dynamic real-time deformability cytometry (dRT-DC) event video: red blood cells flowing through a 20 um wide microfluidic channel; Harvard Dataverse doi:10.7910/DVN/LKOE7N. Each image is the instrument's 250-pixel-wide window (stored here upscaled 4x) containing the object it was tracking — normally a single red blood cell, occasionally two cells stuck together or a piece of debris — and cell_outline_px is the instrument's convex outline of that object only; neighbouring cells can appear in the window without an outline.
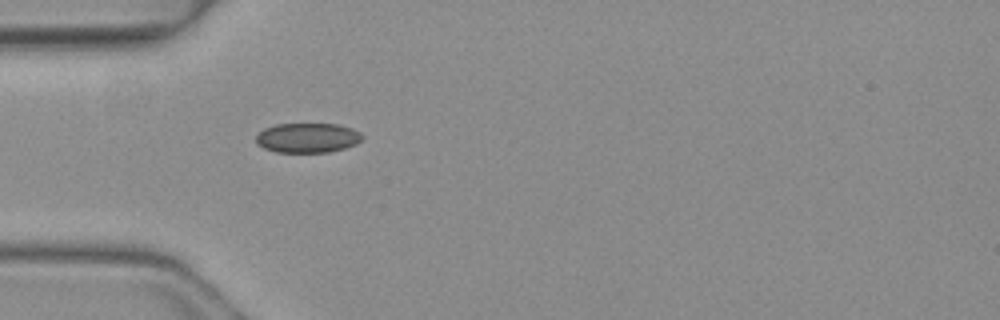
{"species": "common noctule bat (a hibernating species)", "species_latin": "Nyctalus noctula", "temperature_condition": "warm", "stored_images_in_passage": 49, "camera_frame_rate_fps": 3000, "um_per_image_px": 0.085, "animal": {"sex": "female", "body_mass_g": 19.3, "forearm_length_mm": 54.1}, "frame": {"image": 1, "passage_image": 15, "time_ms": 4.667, "image_size_px": [1000, 320], "cell_outline_px": [[364, 136], [356, 144], [344, 148], [328, 152], [276, 152], [264, 148], [256, 144], [256, 136], [264, 128], [276, 124], [336, 124], [352, 128], [360, 132]], "centroid_in_image_um": [26.13, 11.71], "position_along_channel_um": 58.9, "area_um2": 18.38}}
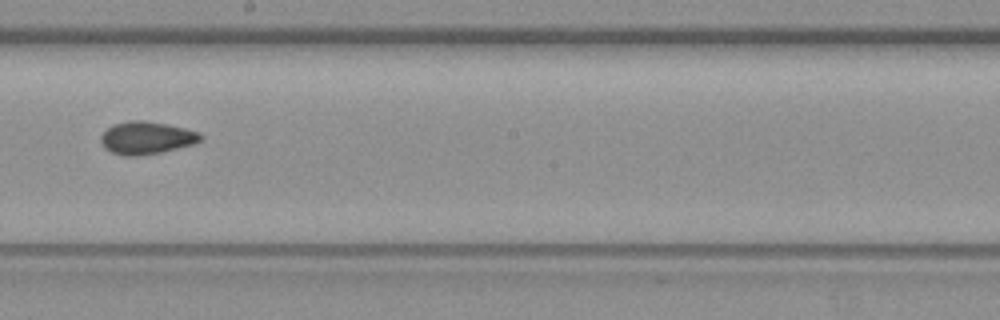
{"frame": {"image": 2, "passage_image": 28, "time_ms": 9.0, "image_size_px": [1000, 320], "cell_outline_px": [[204, 136], [200, 140], [192, 144], [160, 152], [136, 156], [124, 156], [112, 152], [104, 148], [100, 140], [100, 136], [112, 124], [132, 120], [144, 120], [168, 124], [200, 132]], "centroid_in_image_um": [12.43, 11.7], "position_along_channel_um": 235.8, "area_um2": 18.9}}
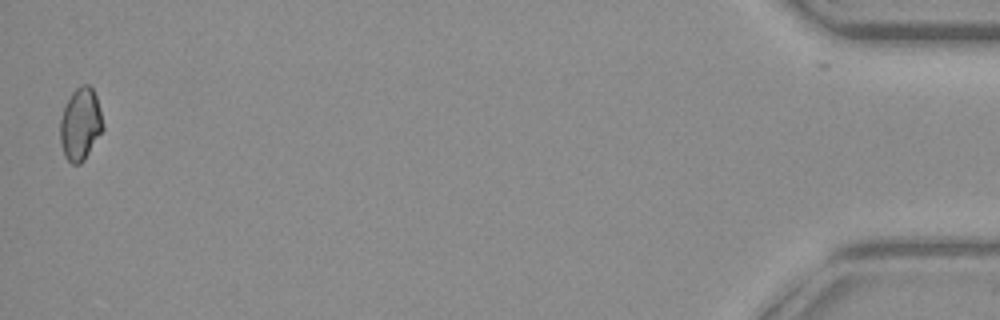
{"frame": {"image": 3, "passage_image": 49, "time_ms": 16.0, "image_size_px": [1000, 320], "cell_outline_px": [[104, 128], [84, 160], [80, 164], [72, 164], [64, 156], [60, 144], [60, 120], [64, 104], [72, 92], [80, 84], [88, 84], [92, 88], [96, 96]], "centroid_in_image_um": [6.81, 10.55], "position_along_channel_um": 428.4, "area_um2": 18.09}, "authors_computed_cell_mechanics": {"area_um2": 18.496, "velocity_mm_per_s": 4.1403, "shape_relaxation_time_tau1_ms": null, "shape_relaxation_time_tau2_ms": 6.3054, "deformation_change_tau1": null, "deformation_change_tau2": 0.0829}}